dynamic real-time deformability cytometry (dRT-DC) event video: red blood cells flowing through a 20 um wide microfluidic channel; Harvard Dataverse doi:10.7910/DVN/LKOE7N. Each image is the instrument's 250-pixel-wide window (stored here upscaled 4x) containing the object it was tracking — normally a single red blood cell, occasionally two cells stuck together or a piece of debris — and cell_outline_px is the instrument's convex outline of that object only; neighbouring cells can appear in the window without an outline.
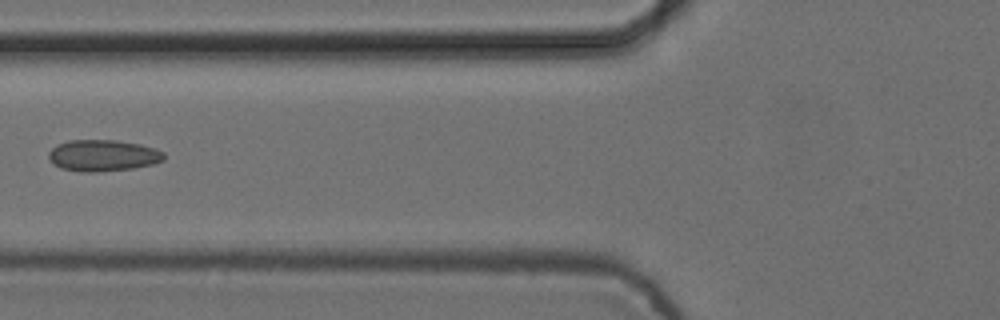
{"species": "common noctule bat (a hibernating species)", "species_latin": "Nyctalus noctula", "temperature_condition": "cold", "stored_images_in_passage": 7, "camera_frame_rate_fps": 3000, "um_per_image_px": 0.085, "animal": {"sex": "female", "body_mass_g": 24.6, "forearm_length_mm": 56.2}, "frame": {"image": 1, "passage_image": 6, "time_ms": 1.667, "image_size_px": [1000, 320], "cell_outline_px": [[164, 160], [152, 164], [132, 168], [96, 172], [80, 172], [60, 168], [48, 156], [48, 152], [56, 144], [68, 140], [116, 140], [140, 144], [164, 152]], "centroid_in_image_um": [8.73, 13.21], "position_along_channel_um": 117.1, "area_um2": 21.04}}
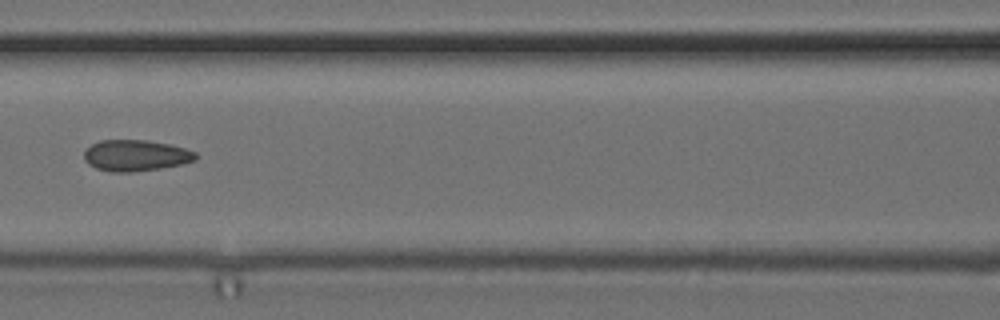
{"frame": {"image": 2, "passage_image": 7, "time_ms": 2.0, "image_size_px": [1000, 320], "cell_outline_px": [[196, 160], [180, 164], [160, 168], [132, 172], [112, 172], [96, 168], [88, 164], [84, 160], [84, 152], [92, 144], [100, 140], [148, 140], [172, 144], [196, 152]], "centroid_in_image_um": [11.53, 13.21], "position_along_channel_um": 155.1, "area_um2": 20.29}}